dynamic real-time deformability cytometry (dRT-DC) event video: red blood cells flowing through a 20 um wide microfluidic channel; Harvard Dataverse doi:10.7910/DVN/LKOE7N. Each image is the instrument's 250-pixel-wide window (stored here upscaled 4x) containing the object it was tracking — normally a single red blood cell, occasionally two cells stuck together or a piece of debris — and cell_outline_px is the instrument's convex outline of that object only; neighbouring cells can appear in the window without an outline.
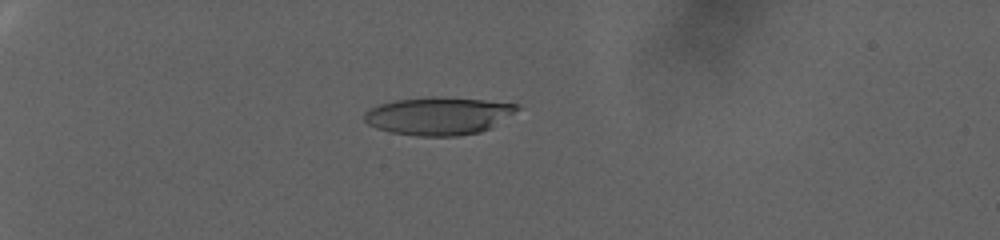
{"species": "human", "species_latin": "Homo sapiens", "temperature_condition": "warm", "stored_images_in_passage": 86, "camera_frame_rate_fps": 3000, "um_per_image_px": 0.085, "donor": {"sex": "female"}, "frame": {"image": 1, "passage_image": 17, "time_ms": 5.333, "image_size_px": [1000, 240], "cell_outline_px": [[520, 108], [488, 128], [480, 132], [456, 136], [416, 136], [392, 132], [376, 128], [368, 124], [364, 120], [364, 112], [380, 104], [396, 100], [432, 96], [440, 96], [484, 100], [516, 104]], "centroid_in_image_um": [37.22, 9.84], "position_along_channel_um": 47.8, "area_um2": 33.29}}
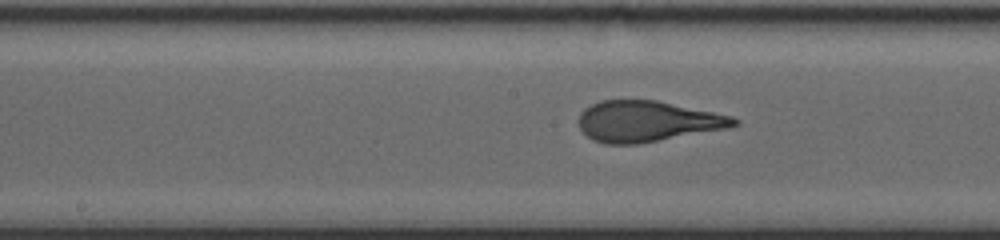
{"frame": {"image": 2, "passage_image": 45, "time_ms": 14.667, "image_size_px": [1000, 240], "cell_outline_px": [[740, 124], [728, 128], [636, 144], [604, 144], [592, 140], [580, 128], [580, 112], [584, 108], [600, 100], [656, 100], [732, 116], [740, 120]], "centroid_in_image_um": [55.02, 10.31], "position_along_channel_um": 193.2, "area_um2": 36.76}}
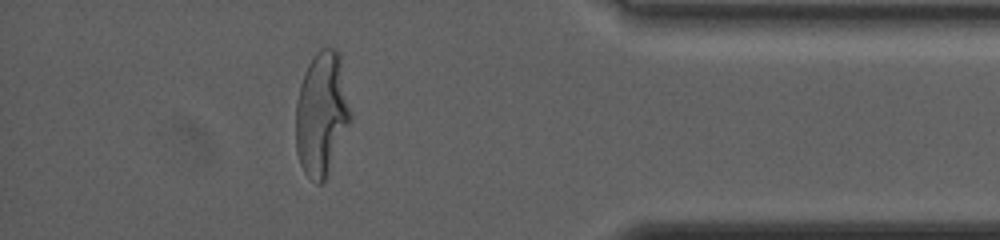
{"frame": {"image": 3, "passage_image": 77, "time_ms": 25.333, "image_size_px": [1000, 240], "cell_outline_px": [[352, 116], [328, 172], [324, 180], [320, 184], [316, 184], [304, 172], [300, 164], [296, 152], [296, 100], [300, 84], [304, 72], [308, 64], [316, 52], [320, 48], [336, 48], [340, 52]], "centroid_in_image_um": [27.33, 9.63], "position_along_channel_um": 407.9, "area_um2": 39.54}}